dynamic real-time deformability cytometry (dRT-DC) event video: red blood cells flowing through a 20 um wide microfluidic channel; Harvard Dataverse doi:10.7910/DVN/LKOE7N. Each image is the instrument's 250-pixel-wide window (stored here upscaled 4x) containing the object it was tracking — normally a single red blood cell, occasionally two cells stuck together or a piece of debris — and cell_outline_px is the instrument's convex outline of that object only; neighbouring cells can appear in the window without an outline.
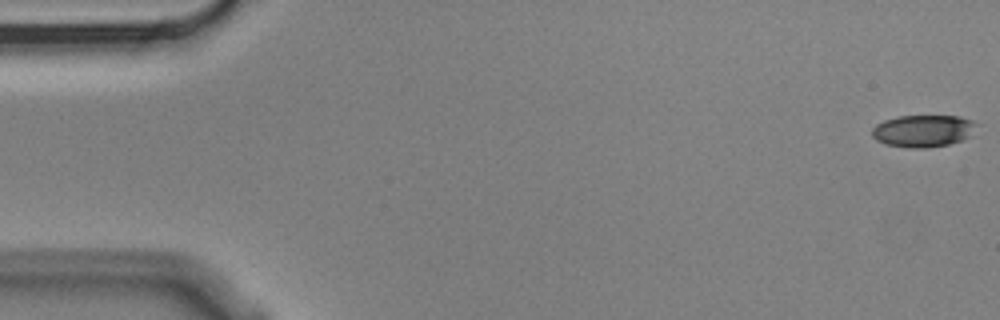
{"species": "Egyptian fruit bat (a non-hibernating species)", "species_latin": "Rousettus aegyptiacus", "temperature_condition": "cold", "stored_images_in_passage": 6, "camera_frame_rate_fps": 3000, "um_per_image_px": 0.085, "animal": {"sex": "male"}, "frame": {"image": 1, "passage_image": 1, "time_ms": 0.0, "image_size_px": [1000, 320], "cell_outline_px": [[980, 124], [972, 136], [948, 144], [924, 148], [908, 148], [888, 144], [876, 140], [872, 136], [872, 128], [876, 124], [884, 120], [900, 116], [960, 116], [972, 120]], "centroid_in_image_um": [78.52, 11.12], "position_along_channel_um": 6.5, "area_um2": 19.71}}